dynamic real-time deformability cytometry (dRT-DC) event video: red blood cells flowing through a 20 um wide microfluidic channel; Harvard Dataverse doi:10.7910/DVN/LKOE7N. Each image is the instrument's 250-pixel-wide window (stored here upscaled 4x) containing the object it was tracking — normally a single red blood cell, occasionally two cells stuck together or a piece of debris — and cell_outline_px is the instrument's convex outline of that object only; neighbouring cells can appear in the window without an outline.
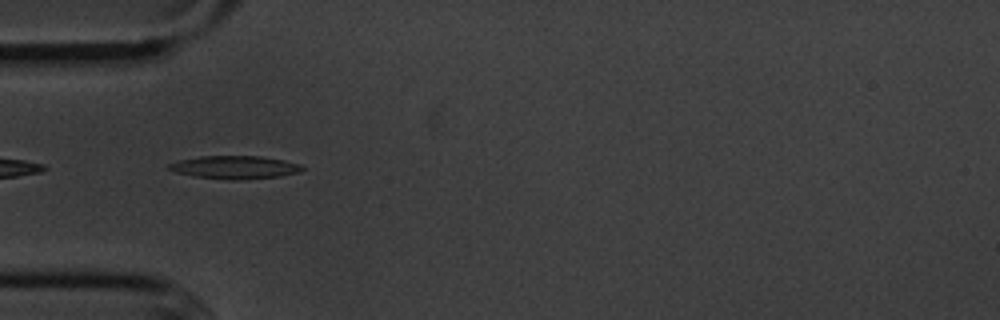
{"species": "common noctule bat (a hibernating species)", "species_latin": "Nyctalus noctula", "temperature_condition": "cold", "stored_images_in_passage": 11, "camera_frame_rate_fps": 3000, "um_per_image_px": 0.085, "animal": {"sex": "male", "body_mass_g": 20.1, "forearm_length_mm": 53.5}, "frame": {"image": 1, "passage_image": 1, "time_ms": 0.0, "image_size_px": [1000, 320], "cell_outline_px": [[304, 168], [300, 172], [280, 176], [236, 180], [232, 180], [192, 176], [176, 172], [168, 168], [168, 164], [180, 160], [200, 156], [260, 156], [284, 160], [300, 164]], "centroid_in_image_um": [19.97, 14.22], "position_along_channel_um": 65.0, "area_um2": 17.8}}
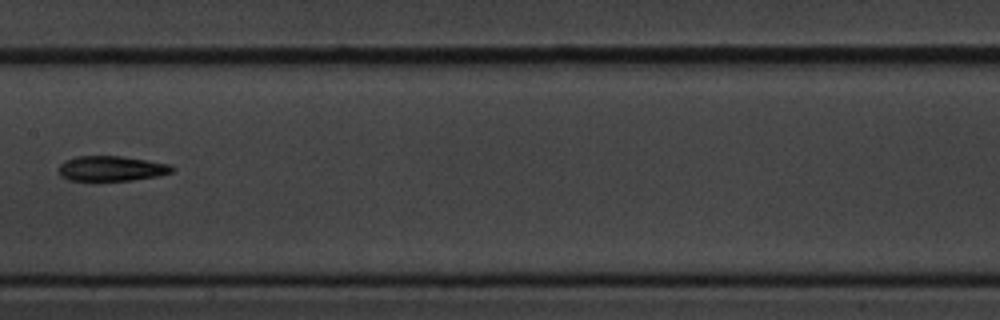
{"frame": {"image": 2, "passage_image": 4, "time_ms": 3.667, "image_size_px": [1000, 320], "cell_outline_px": [[176, 168], [172, 172], [156, 176], [132, 180], [68, 180], [60, 176], [60, 164], [64, 160], [76, 156], [120, 156], [168, 164]], "centroid_in_image_um": [9.44, 14.32], "position_along_channel_um": 198.0, "area_um2": 16.36}}
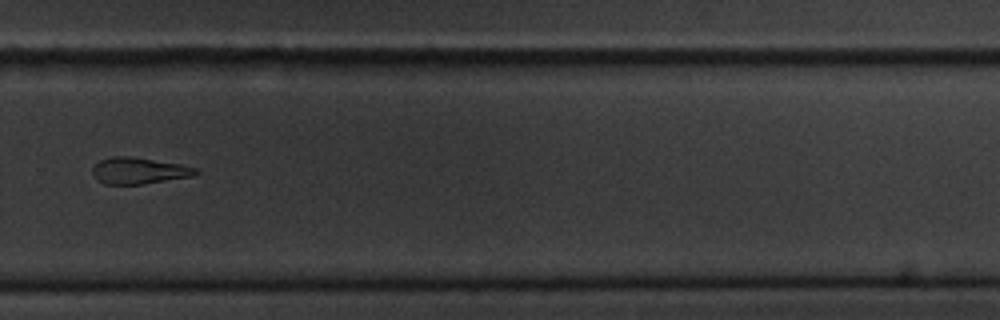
{"frame": {"image": 3, "passage_image": 7, "time_ms": 7.0, "image_size_px": [1000, 320], "cell_outline_px": [[200, 172], [192, 176], [140, 184], [104, 184], [96, 180], [92, 172], [92, 168], [100, 160], [112, 156], [128, 156], [180, 164], [196, 168]], "centroid_in_image_um": [11.77, 14.51], "position_along_channel_um": 318.0, "area_um2": 15.72}, "authors_computed_cell_mechanics": {"area_um2": 17.4556, "velocity_mm_per_s": 3.6136, "shape_relaxation_time_tau1_ms": 3.1381, "shape_relaxation_time_tau2_ms": 8.2158, "deformation_change_tau1": 0.0975, "deformation_change_tau2": 0.2036}}